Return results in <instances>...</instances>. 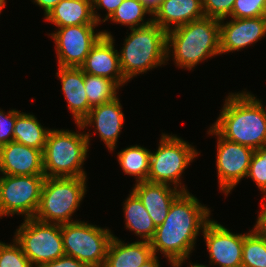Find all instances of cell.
I'll return each mask as SVG.
<instances>
[{"instance_id": "cell-10", "label": "cell", "mask_w": 266, "mask_h": 267, "mask_svg": "<svg viewBox=\"0 0 266 267\" xmlns=\"http://www.w3.org/2000/svg\"><path fill=\"white\" fill-rule=\"evenodd\" d=\"M45 175L0 176V219L4 216L23 215L34 218L41 197Z\"/></svg>"}, {"instance_id": "cell-30", "label": "cell", "mask_w": 266, "mask_h": 267, "mask_svg": "<svg viewBox=\"0 0 266 267\" xmlns=\"http://www.w3.org/2000/svg\"><path fill=\"white\" fill-rule=\"evenodd\" d=\"M13 240V244L0 241V267H33L20 245Z\"/></svg>"}, {"instance_id": "cell-13", "label": "cell", "mask_w": 266, "mask_h": 267, "mask_svg": "<svg viewBox=\"0 0 266 267\" xmlns=\"http://www.w3.org/2000/svg\"><path fill=\"white\" fill-rule=\"evenodd\" d=\"M202 233L211 265L215 264L219 267L241 266L244 237L248 233H232L212 219L205 225Z\"/></svg>"}, {"instance_id": "cell-27", "label": "cell", "mask_w": 266, "mask_h": 267, "mask_svg": "<svg viewBox=\"0 0 266 267\" xmlns=\"http://www.w3.org/2000/svg\"><path fill=\"white\" fill-rule=\"evenodd\" d=\"M85 89L89 104L93 107L112 101L120 87L111 79L85 73Z\"/></svg>"}, {"instance_id": "cell-24", "label": "cell", "mask_w": 266, "mask_h": 267, "mask_svg": "<svg viewBox=\"0 0 266 267\" xmlns=\"http://www.w3.org/2000/svg\"><path fill=\"white\" fill-rule=\"evenodd\" d=\"M50 130L43 128L35 115L16 110L13 141L43 152Z\"/></svg>"}, {"instance_id": "cell-39", "label": "cell", "mask_w": 266, "mask_h": 267, "mask_svg": "<svg viewBox=\"0 0 266 267\" xmlns=\"http://www.w3.org/2000/svg\"><path fill=\"white\" fill-rule=\"evenodd\" d=\"M159 260L156 255H153L149 260H147L144 264H142L140 267H160Z\"/></svg>"}, {"instance_id": "cell-35", "label": "cell", "mask_w": 266, "mask_h": 267, "mask_svg": "<svg viewBox=\"0 0 266 267\" xmlns=\"http://www.w3.org/2000/svg\"><path fill=\"white\" fill-rule=\"evenodd\" d=\"M37 267H87V266L74 257L64 255L54 261L40 264Z\"/></svg>"}, {"instance_id": "cell-17", "label": "cell", "mask_w": 266, "mask_h": 267, "mask_svg": "<svg viewBox=\"0 0 266 267\" xmlns=\"http://www.w3.org/2000/svg\"><path fill=\"white\" fill-rule=\"evenodd\" d=\"M0 175H44L42 151L16 141L0 146Z\"/></svg>"}, {"instance_id": "cell-26", "label": "cell", "mask_w": 266, "mask_h": 267, "mask_svg": "<svg viewBox=\"0 0 266 267\" xmlns=\"http://www.w3.org/2000/svg\"><path fill=\"white\" fill-rule=\"evenodd\" d=\"M241 266L266 267V236L256 225L244 237Z\"/></svg>"}, {"instance_id": "cell-20", "label": "cell", "mask_w": 266, "mask_h": 267, "mask_svg": "<svg viewBox=\"0 0 266 267\" xmlns=\"http://www.w3.org/2000/svg\"><path fill=\"white\" fill-rule=\"evenodd\" d=\"M204 17L202 0H163L152 21L168 32Z\"/></svg>"}, {"instance_id": "cell-41", "label": "cell", "mask_w": 266, "mask_h": 267, "mask_svg": "<svg viewBox=\"0 0 266 267\" xmlns=\"http://www.w3.org/2000/svg\"><path fill=\"white\" fill-rule=\"evenodd\" d=\"M188 267H208V266H205V265H202V264H191L190 263V266H188Z\"/></svg>"}, {"instance_id": "cell-23", "label": "cell", "mask_w": 266, "mask_h": 267, "mask_svg": "<svg viewBox=\"0 0 266 267\" xmlns=\"http://www.w3.org/2000/svg\"><path fill=\"white\" fill-rule=\"evenodd\" d=\"M123 205L126 229L140 236L142 241H150L156 226L139 197L131 191Z\"/></svg>"}, {"instance_id": "cell-2", "label": "cell", "mask_w": 266, "mask_h": 267, "mask_svg": "<svg viewBox=\"0 0 266 267\" xmlns=\"http://www.w3.org/2000/svg\"><path fill=\"white\" fill-rule=\"evenodd\" d=\"M211 126L222 138L256 150L266 146V110L250 92L229 93Z\"/></svg>"}, {"instance_id": "cell-11", "label": "cell", "mask_w": 266, "mask_h": 267, "mask_svg": "<svg viewBox=\"0 0 266 267\" xmlns=\"http://www.w3.org/2000/svg\"><path fill=\"white\" fill-rule=\"evenodd\" d=\"M98 24L71 25L49 34L55 43L58 66L78 67L83 64L91 48L103 36L94 31Z\"/></svg>"}, {"instance_id": "cell-5", "label": "cell", "mask_w": 266, "mask_h": 267, "mask_svg": "<svg viewBox=\"0 0 266 267\" xmlns=\"http://www.w3.org/2000/svg\"><path fill=\"white\" fill-rule=\"evenodd\" d=\"M90 136L88 132L51 129L42 152L45 177H87L82 167Z\"/></svg>"}, {"instance_id": "cell-16", "label": "cell", "mask_w": 266, "mask_h": 267, "mask_svg": "<svg viewBox=\"0 0 266 267\" xmlns=\"http://www.w3.org/2000/svg\"><path fill=\"white\" fill-rule=\"evenodd\" d=\"M123 122L122 105L119 98L116 97L107 103L93 106L81 123H76V125L81 130L91 125L93 128L95 126V131L111 152L116 148Z\"/></svg>"}, {"instance_id": "cell-33", "label": "cell", "mask_w": 266, "mask_h": 267, "mask_svg": "<svg viewBox=\"0 0 266 267\" xmlns=\"http://www.w3.org/2000/svg\"><path fill=\"white\" fill-rule=\"evenodd\" d=\"M16 110H9L6 114L0 109V146L13 141Z\"/></svg>"}, {"instance_id": "cell-6", "label": "cell", "mask_w": 266, "mask_h": 267, "mask_svg": "<svg viewBox=\"0 0 266 267\" xmlns=\"http://www.w3.org/2000/svg\"><path fill=\"white\" fill-rule=\"evenodd\" d=\"M87 177H46L35 219L45 223L76 222L71 217L86 194Z\"/></svg>"}, {"instance_id": "cell-4", "label": "cell", "mask_w": 266, "mask_h": 267, "mask_svg": "<svg viewBox=\"0 0 266 267\" xmlns=\"http://www.w3.org/2000/svg\"><path fill=\"white\" fill-rule=\"evenodd\" d=\"M130 30L118 52L121 72L127 81L167 62V32L164 29L152 21Z\"/></svg>"}, {"instance_id": "cell-25", "label": "cell", "mask_w": 266, "mask_h": 267, "mask_svg": "<svg viewBox=\"0 0 266 267\" xmlns=\"http://www.w3.org/2000/svg\"><path fill=\"white\" fill-rule=\"evenodd\" d=\"M151 151L143 146L127 147L117 154L123 172L136 178V183L148 180Z\"/></svg>"}, {"instance_id": "cell-28", "label": "cell", "mask_w": 266, "mask_h": 267, "mask_svg": "<svg viewBox=\"0 0 266 267\" xmlns=\"http://www.w3.org/2000/svg\"><path fill=\"white\" fill-rule=\"evenodd\" d=\"M146 14L150 15L140 0H123L108 19L113 23H119L129 26V29H134L152 22V17L144 22V16Z\"/></svg>"}, {"instance_id": "cell-14", "label": "cell", "mask_w": 266, "mask_h": 267, "mask_svg": "<svg viewBox=\"0 0 266 267\" xmlns=\"http://www.w3.org/2000/svg\"><path fill=\"white\" fill-rule=\"evenodd\" d=\"M102 33L103 36L91 48L80 69L84 73L111 79L121 87L128 81L121 72L119 51L114 48L115 40L111 33L106 30Z\"/></svg>"}, {"instance_id": "cell-21", "label": "cell", "mask_w": 266, "mask_h": 267, "mask_svg": "<svg viewBox=\"0 0 266 267\" xmlns=\"http://www.w3.org/2000/svg\"><path fill=\"white\" fill-rule=\"evenodd\" d=\"M153 255L149 241L127 244L113 236L103 267H140Z\"/></svg>"}, {"instance_id": "cell-29", "label": "cell", "mask_w": 266, "mask_h": 267, "mask_svg": "<svg viewBox=\"0 0 266 267\" xmlns=\"http://www.w3.org/2000/svg\"><path fill=\"white\" fill-rule=\"evenodd\" d=\"M247 177L251 178L265 194L262 201L266 199V146L256 149L252 155Z\"/></svg>"}, {"instance_id": "cell-34", "label": "cell", "mask_w": 266, "mask_h": 267, "mask_svg": "<svg viewBox=\"0 0 266 267\" xmlns=\"http://www.w3.org/2000/svg\"><path fill=\"white\" fill-rule=\"evenodd\" d=\"M123 0H92L93 14L98 23L105 22L112 15V13L119 7ZM96 9V10H95ZM97 9H106L107 15L101 21L100 15L97 13Z\"/></svg>"}, {"instance_id": "cell-9", "label": "cell", "mask_w": 266, "mask_h": 267, "mask_svg": "<svg viewBox=\"0 0 266 267\" xmlns=\"http://www.w3.org/2000/svg\"><path fill=\"white\" fill-rule=\"evenodd\" d=\"M15 234V241L33 267L66 255L60 224L28 218L24 219Z\"/></svg>"}, {"instance_id": "cell-40", "label": "cell", "mask_w": 266, "mask_h": 267, "mask_svg": "<svg viewBox=\"0 0 266 267\" xmlns=\"http://www.w3.org/2000/svg\"><path fill=\"white\" fill-rule=\"evenodd\" d=\"M6 0H0V13H1V10L6 6Z\"/></svg>"}, {"instance_id": "cell-32", "label": "cell", "mask_w": 266, "mask_h": 267, "mask_svg": "<svg viewBox=\"0 0 266 267\" xmlns=\"http://www.w3.org/2000/svg\"><path fill=\"white\" fill-rule=\"evenodd\" d=\"M203 12L205 17L215 18L218 20L229 17L235 0H202Z\"/></svg>"}, {"instance_id": "cell-8", "label": "cell", "mask_w": 266, "mask_h": 267, "mask_svg": "<svg viewBox=\"0 0 266 267\" xmlns=\"http://www.w3.org/2000/svg\"><path fill=\"white\" fill-rule=\"evenodd\" d=\"M64 251L87 267H103L113 238L111 230L84 221L61 224Z\"/></svg>"}, {"instance_id": "cell-31", "label": "cell", "mask_w": 266, "mask_h": 267, "mask_svg": "<svg viewBox=\"0 0 266 267\" xmlns=\"http://www.w3.org/2000/svg\"><path fill=\"white\" fill-rule=\"evenodd\" d=\"M266 16V0H235L231 18Z\"/></svg>"}, {"instance_id": "cell-7", "label": "cell", "mask_w": 266, "mask_h": 267, "mask_svg": "<svg viewBox=\"0 0 266 267\" xmlns=\"http://www.w3.org/2000/svg\"><path fill=\"white\" fill-rule=\"evenodd\" d=\"M156 152L150 153L148 182L173 185L182 192L188 191L181 183V176L199 154L188 142L177 135H161ZM171 183V184H170ZM180 185V186H179Z\"/></svg>"}, {"instance_id": "cell-3", "label": "cell", "mask_w": 266, "mask_h": 267, "mask_svg": "<svg viewBox=\"0 0 266 267\" xmlns=\"http://www.w3.org/2000/svg\"><path fill=\"white\" fill-rule=\"evenodd\" d=\"M166 48L167 61L172 55L179 68L192 70L199 62L221 54L220 20L204 17L171 29Z\"/></svg>"}, {"instance_id": "cell-19", "label": "cell", "mask_w": 266, "mask_h": 267, "mask_svg": "<svg viewBox=\"0 0 266 267\" xmlns=\"http://www.w3.org/2000/svg\"><path fill=\"white\" fill-rule=\"evenodd\" d=\"M61 80L62 91L68 103V109L76 123L81 121L89 114L92 106L88 102L85 89V73L78 67H60L56 72Z\"/></svg>"}, {"instance_id": "cell-12", "label": "cell", "mask_w": 266, "mask_h": 267, "mask_svg": "<svg viewBox=\"0 0 266 267\" xmlns=\"http://www.w3.org/2000/svg\"><path fill=\"white\" fill-rule=\"evenodd\" d=\"M208 134L217 137L216 169L219 189L226 194L247 177L249 165L255 150L222 138L212 127Z\"/></svg>"}, {"instance_id": "cell-37", "label": "cell", "mask_w": 266, "mask_h": 267, "mask_svg": "<svg viewBox=\"0 0 266 267\" xmlns=\"http://www.w3.org/2000/svg\"><path fill=\"white\" fill-rule=\"evenodd\" d=\"M140 1L152 17L159 10L160 5L163 2V0H140Z\"/></svg>"}, {"instance_id": "cell-38", "label": "cell", "mask_w": 266, "mask_h": 267, "mask_svg": "<svg viewBox=\"0 0 266 267\" xmlns=\"http://www.w3.org/2000/svg\"><path fill=\"white\" fill-rule=\"evenodd\" d=\"M61 0H33L36 5H39L44 10V16L53 9Z\"/></svg>"}, {"instance_id": "cell-1", "label": "cell", "mask_w": 266, "mask_h": 267, "mask_svg": "<svg viewBox=\"0 0 266 267\" xmlns=\"http://www.w3.org/2000/svg\"><path fill=\"white\" fill-rule=\"evenodd\" d=\"M211 211L189 193L181 192L170 205L164 222L149 241L153 254H164L172 267H181L195 249L200 230L211 220Z\"/></svg>"}, {"instance_id": "cell-15", "label": "cell", "mask_w": 266, "mask_h": 267, "mask_svg": "<svg viewBox=\"0 0 266 267\" xmlns=\"http://www.w3.org/2000/svg\"><path fill=\"white\" fill-rule=\"evenodd\" d=\"M220 20V51H239L258 42L266 35V16L255 18H231Z\"/></svg>"}, {"instance_id": "cell-36", "label": "cell", "mask_w": 266, "mask_h": 267, "mask_svg": "<svg viewBox=\"0 0 266 267\" xmlns=\"http://www.w3.org/2000/svg\"><path fill=\"white\" fill-rule=\"evenodd\" d=\"M261 211L258 214V218L256 220V226L259 230L266 236V201L261 203Z\"/></svg>"}, {"instance_id": "cell-22", "label": "cell", "mask_w": 266, "mask_h": 267, "mask_svg": "<svg viewBox=\"0 0 266 267\" xmlns=\"http://www.w3.org/2000/svg\"><path fill=\"white\" fill-rule=\"evenodd\" d=\"M44 18L58 28L99 24L93 14L92 0H61Z\"/></svg>"}, {"instance_id": "cell-18", "label": "cell", "mask_w": 266, "mask_h": 267, "mask_svg": "<svg viewBox=\"0 0 266 267\" xmlns=\"http://www.w3.org/2000/svg\"><path fill=\"white\" fill-rule=\"evenodd\" d=\"M132 191L139 197L156 227L164 222L170 205L182 192L167 184L148 181L135 183Z\"/></svg>"}]
</instances>
